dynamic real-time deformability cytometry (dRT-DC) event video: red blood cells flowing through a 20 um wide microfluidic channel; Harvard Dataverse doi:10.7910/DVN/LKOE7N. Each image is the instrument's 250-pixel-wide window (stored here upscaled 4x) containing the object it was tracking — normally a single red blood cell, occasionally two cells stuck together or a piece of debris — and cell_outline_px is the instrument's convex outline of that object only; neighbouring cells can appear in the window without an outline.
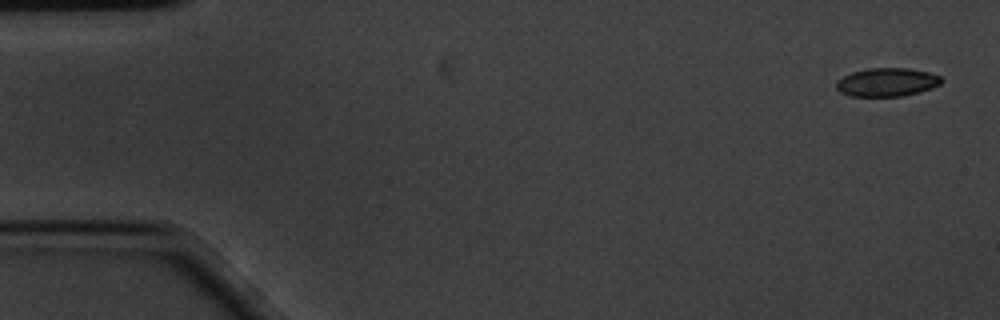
{"species": "common noctule bat (a hibernating species)", "species_latin": "Nyctalus noctula", "temperature_condition": "cold", "stored_images_in_passage": 4, "camera_frame_rate_fps": 3000, "um_per_image_px": 0.085, "animal": {"sex": "male", "body_mass_g": 20.1, "forearm_length_mm": 53.5}, "frame": {"image": 1, "passage_image": 1, "time_ms": 0.0, "image_size_px": [1000, 320], "cell_outline_px": [[944, 80], [940, 84], [932, 88], [920, 92], [904, 96], [852, 96], [840, 92], [836, 88], [836, 80], [852, 72], [868, 68], [908, 68], [928, 72], [940, 76]], "centroid_in_image_um": [75.4, 6.99], "position_along_channel_um": 9.6, "area_um2": 17.51}}
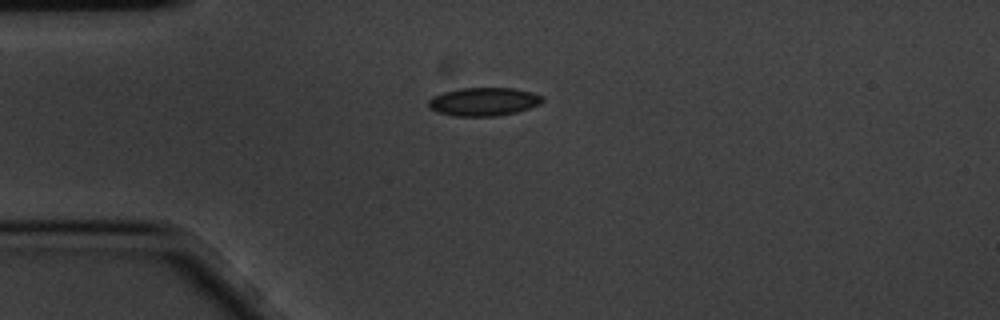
{"frame": {"image": 2, "passage_image": 4, "time_ms": 1.0, "image_size_px": [1000, 320], "cell_outline_px": [[544, 100], [540, 104], [516, 112], [496, 116], [456, 116], [440, 112], [428, 108], [428, 100], [432, 96], [444, 92], [460, 88], [512, 88], [532, 92], [544, 96]], "centroid_in_image_um": [41.12, 8.63], "position_along_channel_um": 43.9, "area_um2": 18.79}}